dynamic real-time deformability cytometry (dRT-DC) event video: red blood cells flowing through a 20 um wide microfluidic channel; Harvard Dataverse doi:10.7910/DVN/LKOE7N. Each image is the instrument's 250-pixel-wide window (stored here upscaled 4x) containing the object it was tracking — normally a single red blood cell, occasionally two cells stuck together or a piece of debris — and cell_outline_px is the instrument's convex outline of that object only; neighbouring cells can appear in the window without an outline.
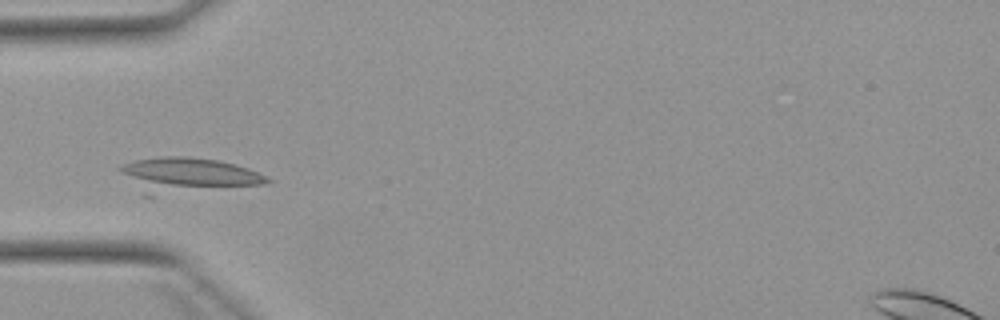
{"species": "Egyptian fruit bat (a non-hibernating species)", "species_latin": "Rousettus aegyptiacus", "temperature_condition": "warm", "stored_images_in_passage": 4, "camera_frame_rate_fps": 3000, "um_per_image_px": 0.085, "animal": {"sex": "female"}, "frame": {"image": 1, "passage_image": 4, "time_ms": 3.333, "image_size_px": [1000, 320], "cell_outline_px": [[272, 180], [264, 184], [152, 196], [144, 196], [116, 168], [124, 164], [136, 160], [160, 156], [188, 156], [220, 160], [236, 164], [248, 168]], "centroid_in_image_um": [15.88, 14.88], "position_along_channel_um": 69.1, "area_um2": 30.0}}